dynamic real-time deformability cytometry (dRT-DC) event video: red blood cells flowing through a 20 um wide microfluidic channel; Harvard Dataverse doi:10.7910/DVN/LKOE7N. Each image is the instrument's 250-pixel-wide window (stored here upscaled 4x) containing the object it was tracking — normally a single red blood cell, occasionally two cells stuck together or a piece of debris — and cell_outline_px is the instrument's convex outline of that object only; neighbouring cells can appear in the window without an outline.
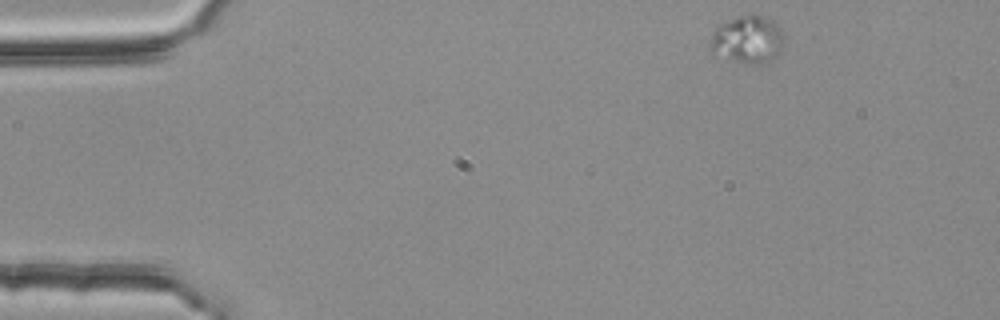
{"species": "common noctule bat (a hibernating species)", "species_latin": "Nyctalus noctula", "temperature_condition": "room temperature", "stored_images_in_passage": 4, "segment_of_instrument_passage": [1, 2], "camera_frame_rate_fps": 3000, "um_per_image_px": 0.085, "animal": {"sex": "female", "body_mass_g": 25.1}, "frame": {"image": 1, "passage_image": 1, "time_ms": 0.0, "image_size_px": [1000, 320], "cell_outline_px": [[784, 44], [780, 52], [776, 56], [756, 64], [748, 64], [724, 60], [708, 52], [708, 48], [712, 32], [720, 24], [728, 20], [740, 16], [760, 16], [772, 20], [780, 28], [784, 36]], "centroid_in_image_um": [63.48, 3.4], "position_along_channel_um": 21.5, "area_um2": 20.75}}
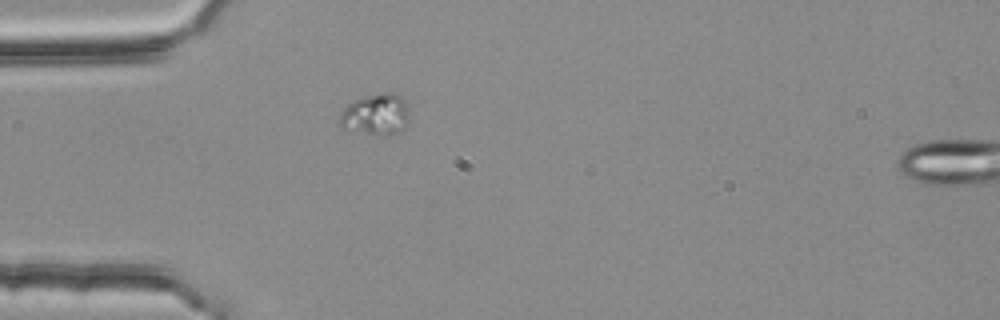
{"frame": {"image": 2, "passage_image": 3, "time_ms": 0.667, "image_size_px": [1000, 320], "cell_outline_px": [[408, 120], [404, 128], [400, 132], [388, 136], [344, 128], [340, 124], [340, 116], [344, 108], [348, 104], [356, 100], [368, 96], [384, 92], [392, 92], [404, 96], [408, 108]], "centroid_in_image_um": [32.02, 9.71], "position_along_channel_um": 53.0, "area_um2": 16.59}}